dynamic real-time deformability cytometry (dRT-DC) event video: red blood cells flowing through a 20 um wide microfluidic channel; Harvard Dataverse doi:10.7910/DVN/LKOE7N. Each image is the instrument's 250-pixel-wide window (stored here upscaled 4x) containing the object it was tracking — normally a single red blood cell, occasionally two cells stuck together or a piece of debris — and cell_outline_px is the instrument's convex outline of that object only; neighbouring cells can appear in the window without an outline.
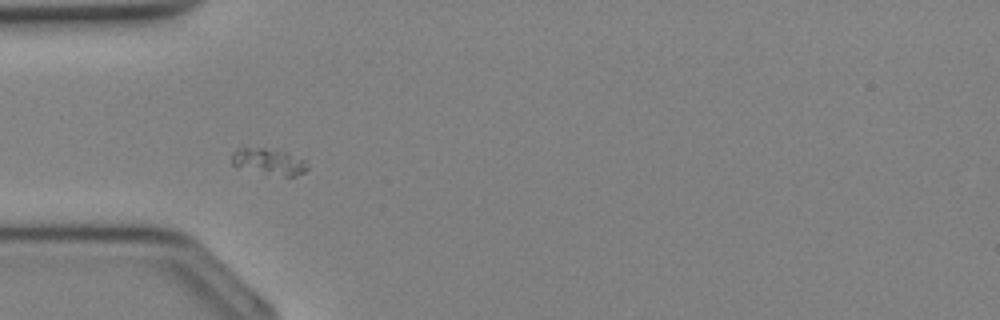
{"species": "Egyptian fruit bat (a non-hibernating species)", "species_latin": "Rousettus aegyptiacus", "temperature_condition": "cold", "stored_images_in_passage": 26, "camera_frame_rate_fps": 3000, "um_per_image_px": 0.085, "animal": {"sex": "female"}, "frame": {"image": 1, "passage_image": 1, "time_ms": 0.0, "image_size_px": [1000, 320], "cell_outline_px": [[308, 168], [304, 172], [296, 176], [284, 176], [236, 168], [232, 164], [232, 152], [236, 148], [264, 148], [288, 152], [304, 160]], "centroid_in_image_um": [22.82, 13.73], "position_along_channel_um": 62.2, "area_um2": 11.62}}
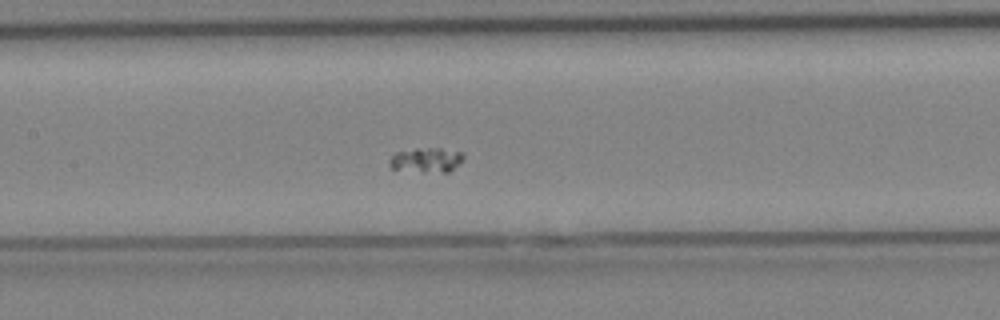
{"frame": {"image": 2, "passage_image": 7, "time_ms": 2.0, "image_size_px": [1000, 320], "cell_outline_px": [[464, 156], [460, 164], [448, 172], [424, 172], [392, 168], [388, 164], [388, 160], [396, 152], [416, 148], [440, 148], [460, 152]], "centroid_in_image_um": [36.23, 13.6], "position_along_channel_um": 171.2, "area_um2": 10.64}}
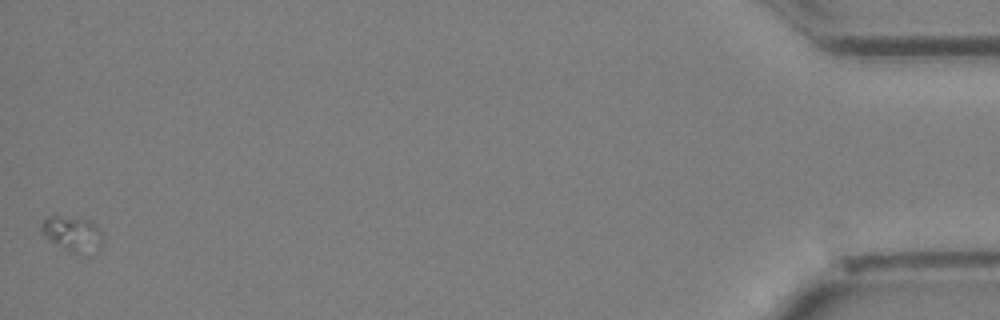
{"frame": {"image": 3, "passage_image": 26, "time_ms": 8.333, "image_size_px": [1000, 320], "cell_outline_px": [[100, 248], [96, 252], [88, 256], [84, 256], [72, 252], [64, 248], [40, 232], [40, 224], [52, 212], [56, 212], [88, 220], [100, 232]], "centroid_in_image_um": [6.11, 19.84], "position_along_channel_um": 429.1, "area_um2": 12.83}}